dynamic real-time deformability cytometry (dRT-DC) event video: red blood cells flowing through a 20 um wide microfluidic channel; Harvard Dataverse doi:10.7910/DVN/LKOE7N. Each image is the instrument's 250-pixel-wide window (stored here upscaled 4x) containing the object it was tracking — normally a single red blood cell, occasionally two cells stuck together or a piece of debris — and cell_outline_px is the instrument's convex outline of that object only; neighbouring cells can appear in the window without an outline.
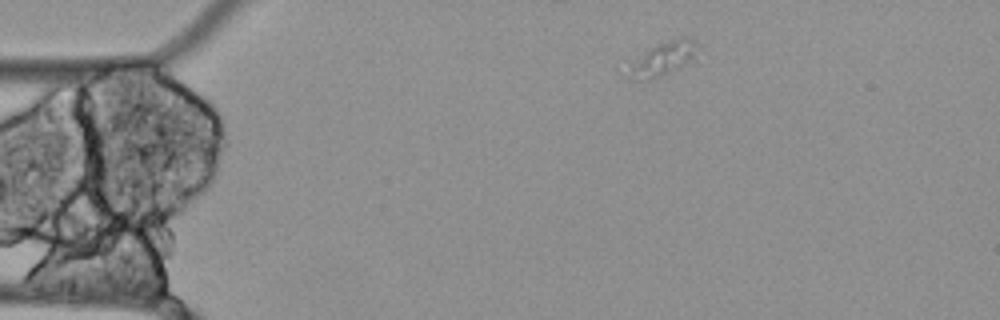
{"species": "Egyptian fruit bat (a non-hibernating species)", "species_latin": "Rousettus aegyptiacus", "temperature_condition": "cold", "stored_images_in_passage": 26, "camera_frame_rate_fps": 3000, "um_per_image_px": 0.085, "animal": {"sex": "female"}, "frame": {"image": 1, "passage_image": 1, "time_ms": 0.0, "image_size_px": [1000, 320], "cell_outline_px": [[700, 44], [696, 60], [660, 76], [640, 80], [628, 80], [628, 76], [632, 64], [648, 48], [656, 44], [680, 36], [688, 36]], "centroid_in_image_um": [56.48, 4.94], "position_along_channel_um": 28.5, "area_um2": 13.76}}
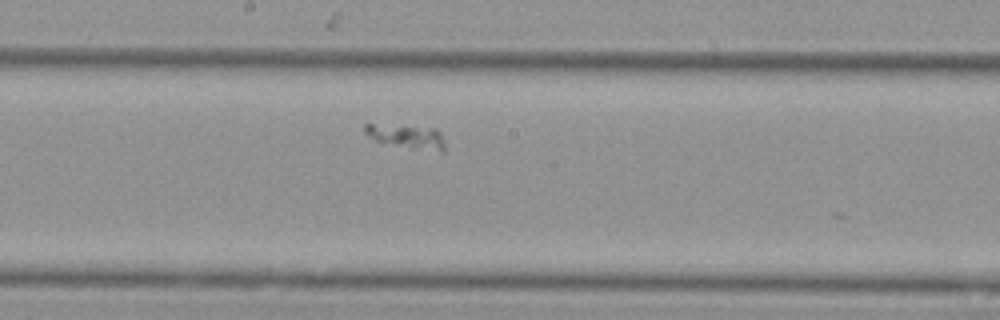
{"frame": {"image": 2, "passage_image": 22, "time_ms": 7.0, "image_size_px": [1000, 320], "cell_outline_px": [[444, 152], [440, 152], [408, 148], [376, 140], [364, 132], [364, 124], [372, 124], [436, 128], [440, 132], [444, 140]], "centroid_in_image_um": [34.64, 11.61], "position_along_channel_um": 213.6, "area_um2": 11.04}}